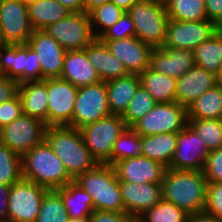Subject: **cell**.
<instances>
[{
    "label": "cell",
    "mask_w": 222,
    "mask_h": 222,
    "mask_svg": "<svg viewBox=\"0 0 222 222\" xmlns=\"http://www.w3.org/2000/svg\"><path fill=\"white\" fill-rule=\"evenodd\" d=\"M208 181L203 171L166 168L161 182L162 200L185 210L189 215L204 212Z\"/></svg>",
    "instance_id": "cell-1"
},
{
    "label": "cell",
    "mask_w": 222,
    "mask_h": 222,
    "mask_svg": "<svg viewBox=\"0 0 222 222\" xmlns=\"http://www.w3.org/2000/svg\"><path fill=\"white\" fill-rule=\"evenodd\" d=\"M63 162L69 175L75 180L100 163L86 147L79 129L63 125L48 126L44 139Z\"/></svg>",
    "instance_id": "cell-2"
},
{
    "label": "cell",
    "mask_w": 222,
    "mask_h": 222,
    "mask_svg": "<svg viewBox=\"0 0 222 222\" xmlns=\"http://www.w3.org/2000/svg\"><path fill=\"white\" fill-rule=\"evenodd\" d=\"M22 177L48 190H56L74 181L45 140L22 156Z\"/></svg>",
    "instance_id": "cell-3"
},
{
    "label": "cell",
    "mask_w": 222,
    "mask_h": 222,
    "mask_svg": "<svg viewBox=\"0 0 222 222\" xmlns=\"http://www.w3.org/2000/svg\"><path fill=\"white\" fill-rule=\"evenodd\" d=\"M74 181L91 196L94 211L125 212L119 180L113 166L99 164Z\"/></svg>",
    "instance_id": "cell-4"
},
{
    "label": "cell",
    "mask_w": 222,
    "mask_h": 222,
    "mask_svg": "<svg viewBox=\"0 0 222 222\" xmlns=\"http://www.w3.org/2000/svg\"><path fill=\"white\" fill-rule=\"evenodd\" d=\"M127 13L135 27V36L153 48L163 47L168 16L164 1L140 0Z\"/></svg>",
    "instance_id": "cell-5"
},
{
    "label": "cell",
    "mask_w": 222,
    "mask_h": 222,
    "mask_svg": "<svg viewBox=\"0 0 222 222\" xmlns=\"http://www.w3.org/2000/svg\"><path fill=\"white\" fill-rule=\"evenodd\" d=\"M127 125L122 116L110 114L79 129L86 147L100 164L111 165L115 141Z\"/></svg>",
    "instance_id": "cell-6"
},
{
    "label": "cell",
    "mask_w": 222,
    "mask_h": 222,
    "mask_svg": "<svg viewBox=\"0 0 222 222\" xmlns=\"http://www.w3.org/2000/svg\"><path fill=\"white\" fill-rule=\"evenodd\" d=\"M188 125L187 107L177 102L157 103L131 128L141 136L178 133Z\"/></svg>",
    "instance_id": "cell-7"
},
{
    "label": "cell",
    "mask_w": 222,
    "mask_h": 222,
    "mask_svg": "<svg viewBox=\"0 0 222 222\" xmlns=\"http://www.w3.org/2000/svg\"><path fill=\"white\" fill-rule=\"evenodd\" d=\"M44 31L66 51L85 49L97 39L90 16L85 12H71L66 18L50 24Z\"/></svg>",
    "instance_id": "cell-8"
},
{
    "label": "cell",
    "mask_w": 222,
    "mask_h": 222,
    "mask_svg": "<svg viewBox=\"0 0 222 222\" xmlns=\"http://www.w3.org/2000/svg\"><path fill=\"white\" fill-rule=\"evenodd\" d=\"M47 188L26 179L11 185L8 222H36Z\"/></svg>",
    "instance_id": "cell-9"
},
{
    "label": "cell",
    "mask_w": 222,
    "mask_h": 222,
    "mask_svg": "<svg viewBox=\"0 0 222 222\" xmlns=\"http://www.w3.org/2000/svg\"><path fill=\"white\" fill-rule=\"evenodd\" d=\"M110 114L106 82L78 87L71 127L80 129Z\"/></svg>",
    "instance_id": "cell-10"
},
{
    "label": "cell",
    "mask_w": 222,
    "mask_h": 222,
    "mask_svg": "<svg viewBox=\"0 0 222 222\" xmlns=\"http://www.w3.org/2000/svg\"><path fill=\"white\" fill-rule=\"evenodd\" d=\"M46 124L35 117L22 114L0 129V142L23 156L45 139Z\"/></svg>",
    "instance_id": "cell-11"
},
{
    "label": "cell",
    "mask_w": 222,
    "mask_h": 222,
    "mask_svg": "<svg viewBox=\"0 0 222 222\" xmlns=\"http://www.w3.org/2000/svg\"><path fill=\"white\" fill-rule=\"evenodd\" d=\"M33 32L26 2L0 0V34L4 44H25Z\"/></svg>",
    "instance_id": "cell-12"
},
{
    "label": "cell",
    "mask_w": 222,
    "mask_h": 222,
    "mask_svg": "<svg viewBox=\"0 0 222 222\" xmlns=\"http://www.w3.org/2000/svg\"><path fill=\"white\" fill-rule=\"evenodd\" d=\"M220 28L210 20L185 22L169 19L163 47L193 51Z\"/></svg>",
    "instance_id": "cell-13"
},
{
    "label": "cell",
    "mask_w": 222,
    "mask_h": 222,
    "mask_svg": "<svg viewBox=\"0 0 222 222\" xmlns=\"http://www.w3.org/2000/svg\"><path fill=\"white\" fill-rule=\"evenodd\" d=\"M78 87L62 78L47 79L48 126H71Z\"/></svg>",
    "instance_id": "cell-14"
},
{
    "label": "cell",
    "mask_w": 222,
    "mask_h": 222,
    "mask_svg": "<svg viewBox=\"0 0 222 222\" xmlns=\"http://www.w3.org/2000/svg\"><path fill=\"white\" fill-rule=\"evenodd\" d=\"M209 152L204 141L187 125L177 133V147L171 159L170 168L202 171Z\"/></svg>",
    "instance_id": "cell-15"
},
{
    "label": "cell",
    "mask_w": 222,
    "mask_h": 222,
    "mask_svg": "<svg viewBox=\"0 0 222 222\" xmlns=\"http://www.w3.org/2000/svg\"><path fill=\"white\" fill-rule=\"evenodd\" d=\"M41 65V80L60 78L66 50L44 30H34L27 41Z\"/></svg>",
    "instance_id": "cell-16"
},
{
    "label": "cell",
    "mask_w": 222,
    "mask_h": 222,
    "mask_svg": "<svg viewBox=\"0 0 222 222\" xmlns=\"http://www.w3.org/2000/svg\"><path fill=\"white\" fill-rule=\"evenodd\" d=\"M118 58L129 74H141L149 68L152 46L143 43L136 36L121 40L101 41Z\"/></svg>",
    "instance_id": "cell-17"
},
{
    "label": "cell",
    "mask_w": 222,
    "mask_h": 222,
    "mask_svg": "<svg viewBox=\"0 0 222 222\" xmlns=\"http://www.w3.org/2000/svg\"><path fill=\"white\" fill-rule=\"evenodd\" d=\"M125 213L137 219L162 200L161 183H129L119 181Z\"/></svg>",
    "instance_id": "cell-18"
},
{
    "label": "cell",
    "mask_w": 222,
    "mask_h": 222,
    "mask_svg": "<svg viewBox=\"0 0 222 222\" xmlns=\"http://www.w3.org/2000/svg\"><path fill=\"white\" fill-rule=\"evenodd\" d=\"M113 167L119 181L135 184L161 183L166 170L160 162L145 156L118 161Z\"/></svg>",
    "instance_id": "cell-19"
},
{
    "label": "cell",
    "mask_w": 222,
    "mask_h": 222,
    "mask_svg": "<svg viewBox=\"0 0 222 222\" xmlns=\"http://www.w3.org/2000/svg\"><path fill=\"white\" fill-rule=\"evenodd\" d=\"M218 85L217 75L194 65L177 79L175 102L187 107L204 92Z\"/></svg>",
    "instance_id": "cell-20"
},
{
    "label": "cell",
    "mask_w": 222,
    "mask_h": 222,
    "mask_svg": "<svg viewBox=\"0 0 222 222\" xmlns=\"http://www.w3.org/2000/svg\"><path fill=\"white\" fill-rule=\"evenodd\" d=\"M194 65L193 51L160 47L152 50L149 68L177 80Z\"/></svg>",
    "instance_id": "cell-21"
},
{
    "label": "cell",
    "mask_w": 222,
    "mask_h": 222,
    "mask_svg": "<svg viewBox=\"0 0 222 222\" xmlns=\"http://www.w3.org/2000/svg\"><path fill=\"white\" fill-rule=\"evenodd\" d=\"M60 78L76 87L101 82L94 66L89 62L85 49L66 51Z\"/></svg>",
    "instance_id": "cell-22"
},
{
    "label": "cell",
    "mask_w": 222,
    "mask_h": 222,
    "mask_svg": "<svg viewBox=\"0 0 222 222\" xmlns=\"http://www.w3.org/2000/svg\"><path fill=\"white\" fill-rule=\"evenodd\" d=\"M85 51L102 82L129 75L123 63L99 39L89 44Z\"/></svg>",
    "instance_id": "cell-23"
},
{
    "label": "cell",
    "mask_w": 222,
    "mask_h": 222,
    "mask_svg": "<svg viewBox=\"0 0 222 222\" xmlns=\"http://www.w3.org/2000/svg\"><path fill=\"white\" fill-rule=\"evenodd\" d=\"M23 114L42 120L47 126V79L18 85Z\"/></svg>",
    "instance_id": "cell-24"
},
{
    "label": "cell",
    "mask_w": 222,
    "mask_h": 222,
    "mask_svg": "<svg viewBox=\"0 0 222 222\" xmlns=\"http://www.w3.org/2000/svg\"><path fill=\"white\" fill-rule=\"evenodd\" d=\"M139 86L140 79L137 74L107 81V98L111 114L122 116Z\"/></svg>",
    "instance_id": "cell-25"
},
{
    "label": "cell",
    "mask_w": 222,
    "mask_h": 222,
    "mask_svg": "<svg viewBox=\"0 0 222 222\" xmlns=\"http://www.w3.org/2000/svg\"><path fill=\"white\" fill-rule=\"evenodd\" d=\"M142 156L160 162L170 168L171 159L177 147V133H161L151 136H141Z\"/></svg>",
    "instance_id": "cell-26"
},
{
    "label": "cell",
    "mask_w": 222,
    "mask_h": 222,
    "mask_svg": "<svg viewBox=\"0 0 222 222\" xmlns=\"http://www.w3.org/2000/svg\"><path fill=\"white\" fill-rule=\"evenodd\" d=\"M27 4L34 30H45L50 24L66 18L71 13L56 0H33Z\"/></svg>",
    "instance_id": "cell-27"
},
{
    "label": "cell",
    "mask_w": 222,
    "mask_h": 222,
    "mask_svg": "<svg viewBox=\"0 0 222 222\" xmlns=\"http://www.w3.org/2000/svg\"><path fill=\"white\" fill-rule=\"evenodd\" d=\"M138 76L140 85L153 96L156 103L175 102L176 79L155 72L150 68L145 69Z\"/></svg>",
    "instance_id": "cell-28"
},
{
    "label": "cell",
    "mask_w": 222,
    "mask_h": 222,
    "mask_svg": "<svg viewBox=\"0 0 222 222\" xmlns=\"http://www.w3.org/2000/svg\"><path fill=\"white\" fill-rule=\"evenodd\" d=\"M25 44H3L0 47V73L18 84L25 82Z\"/></svg>",
    "instance_id": "cell-29"
},
{
    "label": "cell",
    "mask_w": 222,
    "mask_h": 222,
    "mask_svg": "<svg viewBox=\"0 0 222 222\" xmlns=\"http://www.w3.org/2000/svg\"><path fill=\"white\" fill-rule=\"evenodd\" d=\"M70 218L90 217L94 212L91 196L75 181L56 189Z\"/></svg>",
    "instance_id": "cell-30"
},
{
    "label": "cell",
    "mask_w": 222,
    "mask_h": 222,
    "mask_svg": "<svg viewBox=\"0 0 222 222\" xmlns=\"http://www.w3.org/2000/svg\"><path fill=\"white\" fill-rule=\"evenodd\" d=\"M194 64L215 75L222 68V29L193 50Z\"/></svg>",
    "instance_id": "cell-31"
},
{
    "label": "cell",
    "mask_w": 222,
    "mask_h": 222,
    "mask_svg": "<svg viewBox=\"0 0 222 222\" xmlns=\"http://www.w3.org/2000/svg\"><path fill=\"white\" fill-rule=\"evenodd\" d=\"M188 120L193 119H222V87L216 85L207 90L188 108Z\"/></svg>",
    "instance_id": "cell-32"
},
{
    "label": "cell",
    "mask_w": 222,
    "mask_h": 222,
    "mask_svg": "<svg viewBox=\"0 0 222 222\" xmlns=\"http://www.w3.org/2000/svg\"><path fill=\"white\" fill-rule=\"evenodd\" d=\"M169 19L185 22L207 20L205 0H164Z\"/></svg>",
    "instance_id": "cell-33"
},
{
    "label": "cell",
    "mask_w": 222,
    "mask_h": 222,
    "mask_svg": "<svg viewBox=\"0 0 222 222\" xmlns=\"http://www.w3.org/2000/svg\"><path fill=\"white\" fill-rule=\"evenodd\" d=\"M140 137L139 133L135 132L131 127H127L114 143L111 154V166L127 158L141 157L143 144Z\"/></svg>",
    "instance_id": "cell-34"
},
{
    "label": "cell",
    "mask_w": 222,
    "mask_h": 222,
    "mask_svg": "<svg viewBox=\"0 0 222 222\" xmlns=\"http://www.w3.org/2000/svg\"><path fill=\"white\" fill-rule=\"evenodd\" d=\"M63 199L56 190H48L42 200L36 222H69Z\"/></svg>",
    "instance_id": "cell-35"
},
{
    "label": "cell",
    "mask_w": 222,
    "mask_h": 222,
    "mask_svg": "<svg viewBox=\"0 0 222 222\" xmlns=\"http://www.w3.org/2000/svg\"><path fill=\"white\" fill-rule=\"evenodd\" d=\"M188 125L204 141L209 151L222 148V119H193Z\"/></svg>",
    "instance_id": "cell-36"
},
{
    "label": "cell",
    "mask_w": 222,
    "mask_h": 222,
    "mask_svg": "<svg viewBox=\"0 0 222 222\" xmlns=\"http://www.w3.org/2000/svg\"><path fill=\"white\" fill-rule=\"evenodd\" d=\"M189 214L174 204L161 200L137 219L140 222H189Z\"/></svg>",
    "instance_id": "cell-37"
},
{
    "label": "cell",
    "mask_w": 222,
    "mask_h": 222,
    "mask_svg": "<svg viewBox=\"0 0 222 222\" xmlns=\"http://www.w3.org/2000/svg\"><path fill=\"white\" fill-rule=\"evenodd\" d=\"M22 178V156L0 142V184L12 185Z\"/></svg>",
    "instance_id": "cell-38"
},
{
    "label": "cell",
    "mask_w": 222,
    "mask_h": 222,
    "mask_svg": "<svg viewBox=\"0 0 222 222\" xmlns=\"http://www.w3.org/2000/svg\"><path fill=\"white\" fill-rule=\"evenodd\" d=\"M156 104L153 96L140 85L130 100L126 112L122 115L127 127H132Z\"/></svg>",
    "instance_id": "cell-39"
},
{
    "label": "cell",
    "mask_w": 222,
    "mask_h": 222,
    "mask_svg": "<svg viewBox=\"0 0 222 222\" xmlns=\"http://www.w3.org/2000/svg\"><path fill=\"white\" fill-rule=\"evenodd\" d=\"M124 13L125 11L123 9L111 2L104 3L93 9L89 13L92 28H94L95 25H99L97 27L102 28L101 31L94 32L96 38L98 39L106 30L119 21Z\"/></svg>",
    "instance_id": "cell-40"
},
{
    "label": "cell",
    "mask_w": 222,
    "mask_h": 222,
    "mask_svg": "<svg viewBox=\"0 0 222 222\" xmlns=\"http://www.w3.org/2000/svg\"><path fill=\"white\" fill-rule=\"evenodd\" d=\"M129 37H135V27L131 16L125 12L119 21L106 30L98 39L100 41H113Z\"/></svg>",
    "instance_id": "cell-41"
},
{
    "label": "cell",
    "mask_w": 222,
    "mask_h": 222,
    "mask_svg": "<svg viewBox=\"0 0 222 222\" xmlns=\"http://www.w3.org/2000/svg\"><path fill=\"white\" fill-rule=\"evenodd\" d=\"M202 171L208 183H222V148L209 152Z\"/></svg>",
    "instance_id": "cell-42"
},
{
    "label": "cell",
    "mask_w": 222,
    "mask_h": 222,
    "mask_svg": "<svg viewBox=\"0 0 222 222\" xmlns=\"http://www.w3.org/2000/svg\"><path fill=\"white\" fill-rule=\"evenodd\" d=\"M204 212L222 220V183H208Z\"/></svg>",
    "instance_id": "cell-43"
},
{
    "label": "cell",
    "mask_w": 222,
    "mask_h": 222,
    "mask_svg": "<svg viewBox=\"0 0 222 222\" xmlns=\"http://www.w3.org/2000/svg\"><path fill=\"white\" fill-rule=\"evenodd\" d=\"M22 114V103L17 93L10 100L0 104V129L19 118Z\"/></svg>",
    "instance_id": "cell-44"
},
{
    "label": "cell",
    "mask_w": 222,
    "mask_h": 222,
    "mask_svg": "<svg viewBox=\"0 0 222 222\" xmlns=\"http://www.w3.org/2000/svg\"><path fill=\"white\" fill-rule=\"evenodd\" d=\"M34 51L27 44V54L25 55V82L41 81V65Z\"/></svg>",
    "instance_id": "cell-45"
},
{
    "label": "cell",
    "mask_w": 222,
    "mask_h": 222,
    "mask_svg": "<svg viewBox=\"0 0 222 222\" xmlns=\"http://www.w3.org/2000/svg\"><path fill=\"white\" fill-rule=\"evenodd\" d=\"M134 217L125 212L94 211L90 215V222H133Z\"/></svg>",
    "instance_id": "cell-46"
},
{
    "label": "cell",
    "mask_w": 222,
    "mask_h": 222,
    "mask_svg": "<svg viewBox=\"0 0 222 222\" xmlns=\"http://www.w3.org/2000/svg\"><path fill=\"white\" fill-rule=\"evenodd\" d=\"M18 82L0 73V104L13 98L18 92Z\"/></svg>",
    "instance_id": "cell-47"
},
{
    "label": "cell",
    "mask_w": 222,
    "mask_h": 222,
    "mask_svg": "<svg viewBox=\"0 0 222 222\" xmlns=\"http://www.w3.org/2000/svg\"><path fill=\"white\" fill-rule=\"evenodd\" d=\"M207 20L222 26V0H205Z\"/></svg>",
    "instance_id": "cell-48"
},
{
    "label": "cell",
    "mask_w": 222,
    "mask_h": 222,
    "mask_svg": "<svg viewBox=\"0 0 222 222\" xmlns=\"http://www.w3.org/2000/svg\"><path fill=\"white\" fill-rule=\"evenodd\" d=\"M11 185L0 184V222H8V198Z\"/></svg>",
    "instance_id": "cell-49"
},
{
    "label": "cell",
    "mask_w": 222,
    "mask_h": 222,
    "mask_svg": "<svg viewBox=\"0 0 222 222\" xmlns=\"http://www.w3.org/2000/svg\"><path fill=\"white\" fill-rule=\"evenodd\" d=\"M69 12H84V0H56Z\"/></svg>",
    "instance_id": "cell-50"
},
{
    "label": "cell",
    "mask_w": 222,
    "mask_h": 222,
    "mask_svg": "<svg viewBox=\"0 0 222 222\" xmlns=\"http://www.w3.org/2000/svg\"><path fill=\"white\" fill-rule=\"evenodd\" d=\"M189 222H222L219 218L209 215L206 212H200L191 214L189 216Z\"/></svg>",
    "instance_id": "cell-51"
},
{
    "label": "cell",
    "mask_w": 222,
    "mask_h": 222,
    "mask_svg": "<svg viewBox=\"0 0 222 222\" xmlns=\"http://www.w3.org/2000/svg\"><path fill=\"white\" fill-rule=\"evenodd\" d=\"M109 2V0H84V12L89 14L93 9Z\"/></svg>",
    "instance_id": "cell-52"
},
{
    "label": "cell",
    "mask_w": 222,
    "mask_h": 222,
    "mask_svg": "<svg viewBox=\"0 0 222 222\" xmlns=\"http://www.w3.org/2000/svg\"><path fill=\"white\" fill-rule=\"evenodd\" d=\"M140 0H109V2L114 3L116 6L127 12L131 7H133Z\"/></svg>",
    "instance_id": "cell-53"
},
{
    "label": "cell",
    "mask_w": 222,
    "mask_h": 222,
    "mask_svg": "<svg viewBox=\"0 0 222 222\" xmlns=\"http://www.w3.org/2000/svg\"><path fill=\"white\" fill-rule=\"evenodd\" d=\"M69 222H90V217L70 218Z\"/></svg>",
    "instance_id": "cell-54"
},
{
    "label": "cell",
    "mask_w": 222,
    "mask_h": 222,
    "mask_svg": "<svg viewBox=\"0 0 222 222\" xmlns=\"http://www.w3.org/2000/svg\"><path fill=\"white\" fill-rule=\"evenodd\" d=\"M218 79V85L222 87V68L220 70L219 75L217 76Z\"/></svg>",
    "instance_id": "cell-55"
},
{
    "label": "cell",
    "mask_w": 222,
    "mask_h": 222,
    "mask_svg": "<svg viewBox=\"0 0 222 222\" xmlns=\"http://www.w3.org/2000/svg\"><path fill=\"white\" fill-rule=\"evenodd\" d=\"M4 43L2 42V38H1V34H0V47L3 45Z\"/></svg>",
    "instance_id": "cell-56"
},
{
    "label": "cell",
    "mask_w": 222,
    "mask_h": 222,
    "mask_svg": "<svg viewBox=\"0 0 222 222\" xmlns=\"http://www.w3.org/2000/svg\"><path fill=\"white\" fill-rule=\"evenodd\" d=\"M21 1L28 3V2L33 1V0H21Z\"/></svg>",
    "instance_id": "cell-57"
}]
</instances>
